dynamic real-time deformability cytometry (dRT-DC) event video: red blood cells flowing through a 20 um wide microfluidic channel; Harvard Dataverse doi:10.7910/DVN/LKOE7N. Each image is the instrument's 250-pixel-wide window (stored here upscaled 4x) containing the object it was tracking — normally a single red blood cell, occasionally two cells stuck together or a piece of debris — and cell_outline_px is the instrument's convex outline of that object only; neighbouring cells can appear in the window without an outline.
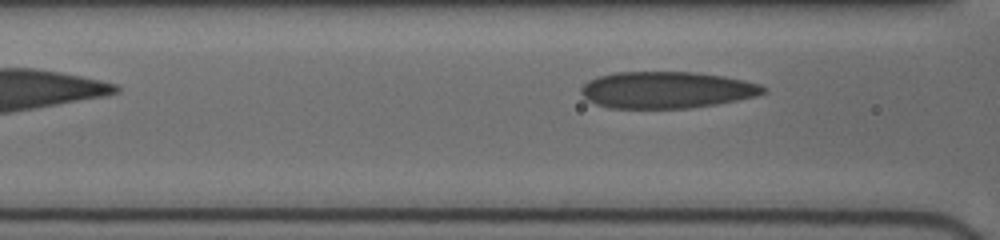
{"species": "human", "species_latin": "Homo sapiens", "temperature_condition": "cold", "stored_images_in_passage": 10, "segment_of_instrument_passage": [2, 2], "camera_frame_rate_fps": 3000, "um_per_image_px": 0.085, "donor": {"sex": "female"}, "frame": {"image": 1, "passage_image": 10, "time_ms": 3.667, "image_size_px": [1000, 240], "cell_outline_px": [[768, 92], [756, 96], [716, 104], [688, 108], [608, 108], [596, 104], [588, 100], [580, 92], [580, 88], [588, 80], [596, 76], [612, 72], [696, 72], [724, 76], [744, 80], [760, 84], [768, 88]], "centroid_in_image_um": [56.66, 7.63], "position_along_channel_um": 109.9, "area_um2": 39.25}}